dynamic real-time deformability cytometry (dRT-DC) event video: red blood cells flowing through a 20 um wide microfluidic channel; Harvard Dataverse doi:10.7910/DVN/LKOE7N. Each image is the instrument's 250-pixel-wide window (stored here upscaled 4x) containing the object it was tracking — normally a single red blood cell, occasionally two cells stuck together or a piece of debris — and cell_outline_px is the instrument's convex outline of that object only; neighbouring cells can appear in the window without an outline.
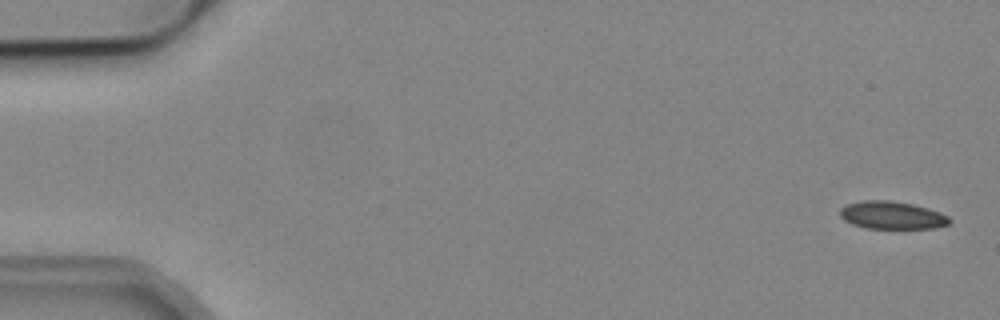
{"species": "common noctule bat (a hibernating species)", "species_latin": "Nyctalus noctula", "temperature_condition": "cold", "stored_images_in_passage": 23, "camera_frame_rate_fps": 3000, "um_per_image_px": 0.085, "animal": {"sex": "male", "body_mass_g": 19.2, "forearm_length_mm": 51.8}, "frame": {"image": 1, "passage_image": 2, "time_ms": 0.333, "image_size_px": [1000, 320], "cell_outline_px": [[952, 220], [948, 224], [936, 228], [864, 228], [852, 224], [844, 220], [840, 216], [840, 208], [844, 204], [864, 200], [892, 200], [912, 204], [928, 208], [940, 212], [948, 216]], "centroid_in_image_um": [75.8, 18.29], "position_along_channel_um": 9.2, "area_um2": 17.86}}
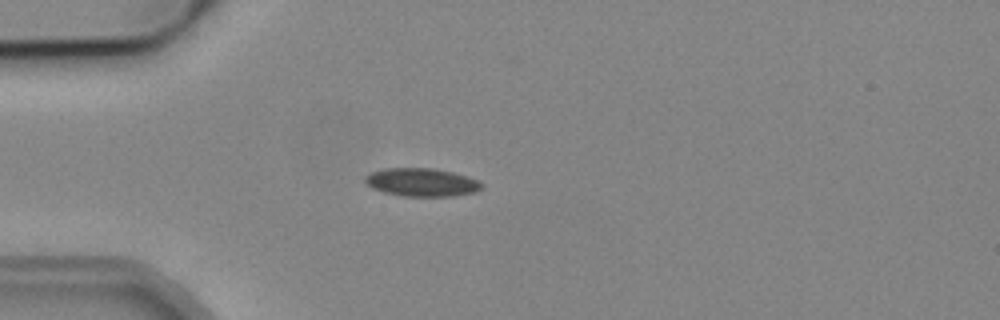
{"frame": {"image": 2, "passage_image": 15, "time_ms": 4.667, "image_size_px": [1000, 320], "cell_outline_px": [[484, 184], [476, 192], [452, 196], [404, 196], [384, 192], [372, 188], [364, 180], [364, 176], [372, 172], [384, 168], [432, 168], [452, 172], [468, 176], [480, 180]], "centroid_in_image_um": [35.87, 15.49], "position_along_channel_um": 49.1, "area_um2": 19.19}}
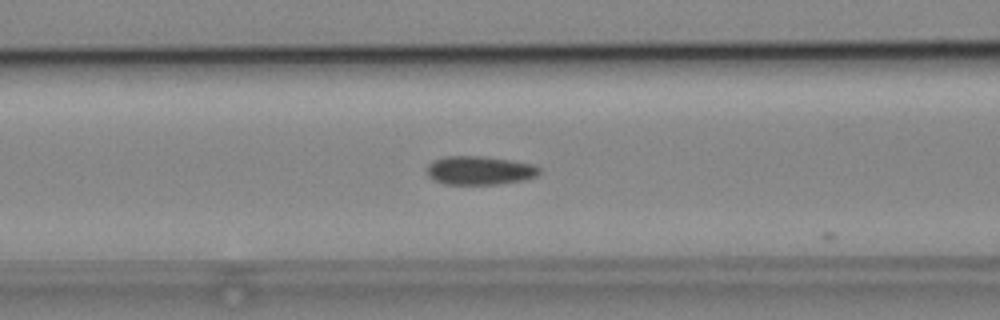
{"frame": {"image": 3, "passage_image": 22, "time_ms": 7.0, "image_size_px": [1000, 320], "cell_outline_px": [[540, 172], [536, 176], [524, 180], [496, 184], [444, 184], [428, 176], [428, 164], [432, 160], [444, 156], [484, 156], [512, 160], [536, 164], [540, 168]], "centroid_in_image_um": [40.79, 14.47], "position_along_channel_um": 125.8, "area_um2": 18.9}}